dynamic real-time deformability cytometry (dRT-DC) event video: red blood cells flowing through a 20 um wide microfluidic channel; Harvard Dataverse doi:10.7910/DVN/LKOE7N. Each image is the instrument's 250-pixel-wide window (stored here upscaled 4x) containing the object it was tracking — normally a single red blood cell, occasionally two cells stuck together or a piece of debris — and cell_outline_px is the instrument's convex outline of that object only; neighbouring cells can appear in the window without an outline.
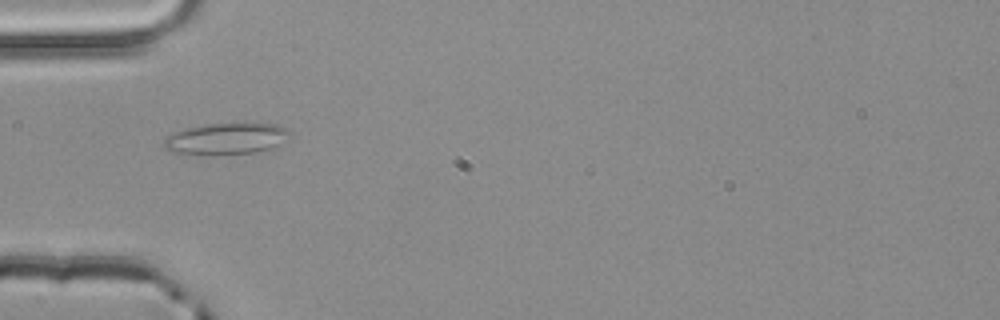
{"species": "common noctule bat (a hibernating species)", "species_latin": "Nyctalus noctula", "temperature_condition": "room temperature", "stored_images_in_passage": 37, "camera_frame_rate_fps": 3000, "um_per_image_px": 0.085, "animal": {"sex": "male", "body_mass_g": 20.4}, "frame": {"image": 1, "passage_image": 1, "time_ms": 0.0, "image_size_px": [1000, 320], "cell_outline_px": [[292, 136], [272, 148], [256, 152], [216, 156], [172, 152], [164, 148], [164, 140], [172, 132], [184, 128], [208, 124], [284, 124], [292, 132]], "centroid_in_image_um": [19.26, 11.8], "position_along_channel_um": 65.7, "area_um2": 23.52}}
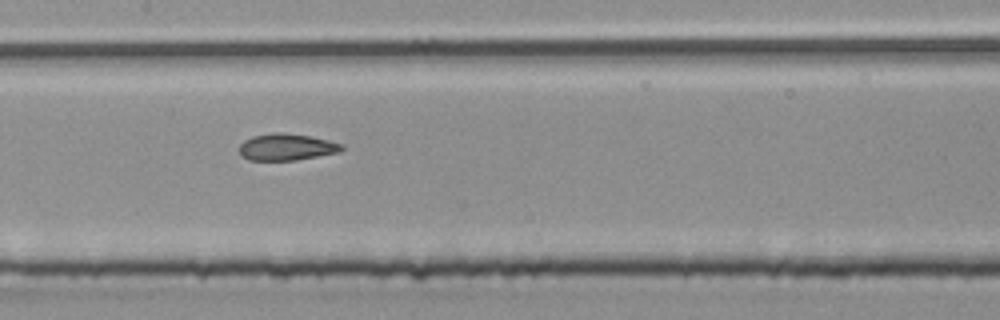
{"frame": {"image": 2, "passage_image": 10, "time_ms": 3.0, "image_size_px": [1000, 320], "cell_outline_px": [[344, 148], [340, 152], [296, 160], [248, 160], [240, 156], [240, 144], [244, 140], [252, 136], [272, 132], [280, 132], [312, 136], [344, 144]], "centroid_in_image_um": [24.36, 12.49], "position_along_channel_um": 183.0, "area_um2": 16.13}}
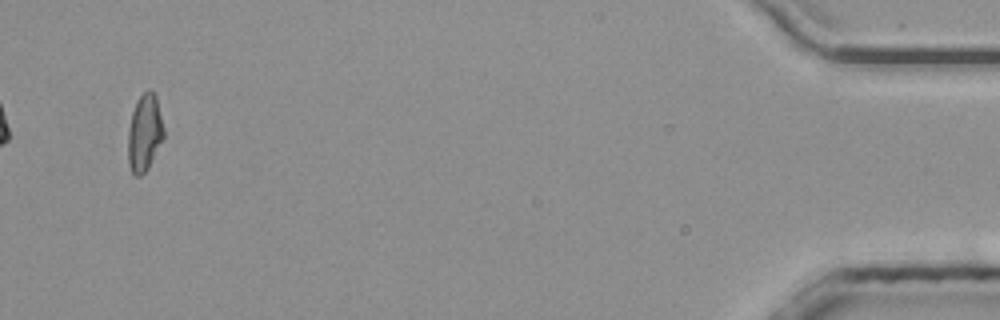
{"frame": {"image": 3, "passage_image": 35, "time_ms": 11.333, "image_size_px": [1000, 320], "cell_outline_px": [[164, 140], [148, 168], [140, 176], [136, 176], [132, 172], [128, 164], [128, 128], [132, 112], [136, 100], [148, 88], [156, 96], [164, 128]], "centroid_in_image_um": [12.29, 11.3], "position_along_channel_um": 422.9, "area_um2": 16.24}, "authors_computed_cell_mechanics": {"area_um2": 16.0106, "velocity_mm_per_s": 3.9209, "shape_relaxation_time_tau1_ms": null, "shape_relaxation_time_tau2_ms": 1.5552, "deformation_change_tau1": null, "deformation_change_tau2": 0.0878}}